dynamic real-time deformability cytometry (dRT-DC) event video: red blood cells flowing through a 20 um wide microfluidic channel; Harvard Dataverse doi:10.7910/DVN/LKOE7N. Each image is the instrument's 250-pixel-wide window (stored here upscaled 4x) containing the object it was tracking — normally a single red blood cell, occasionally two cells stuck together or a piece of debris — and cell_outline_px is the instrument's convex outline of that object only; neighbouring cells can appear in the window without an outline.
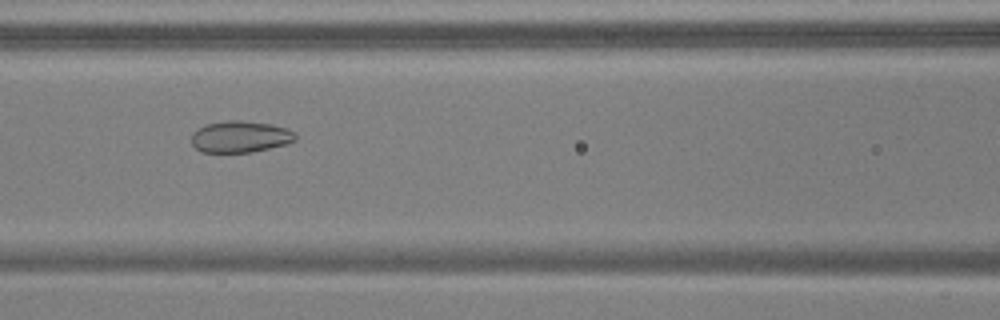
{"species": "common noctule bat (a hibernating species)", "species_latin": "Nyctalus noctula", "temperature_condition": "warm", "stored_images_in_passage": 54, "camera_frame_rate_fps": 3000, "um_per_image_px": 0.085, "animal": {"sex": "male", "body_mass_g": 17.9, "forearm_length_mm": 54.2}, "frame": {"image": 1, "passage_image": 25, "time_ms": 8.0, "image_size_px": [1000, 320], "cell_outline_px": [[296, 140], [288, 144], [252, 152], [200, 152], [192, 144], [192, 132], [204, 124], [228, 120], [240, 120], [272, 124], [288, 128], [296, 132]], "centroid_in_image_um": [20.44, 11.61], "position_along_channel_um": 146.2, "area_um2": 19.42}}
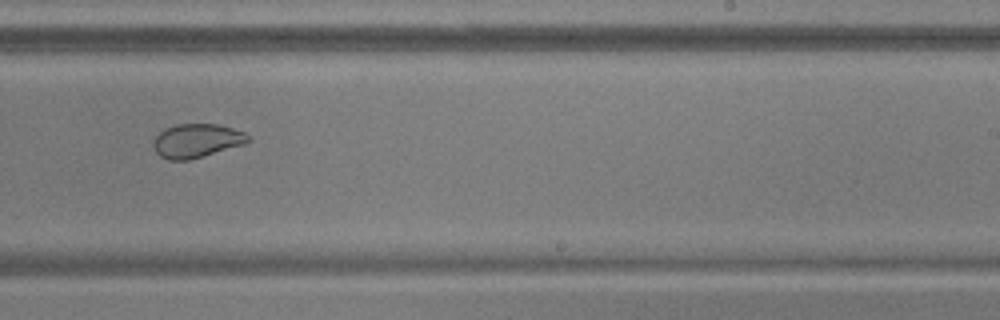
{"frame": {"image": 2, "passage_image": 35, "time_ms": 11.333, "image_size_px": [1000, 320], "cell_outline_px": [[252, 140], [244, 144], [188, 160], [168, 160], [160, 156], [156, 152], [152, 144], [152, 140], [164, 128], [176, 124], [220, 124], [244, 132]], "centroid_in_image_um": [16.69, 11.95], "position_along_channel_um": 272.3, "area_um2": 18.67}}
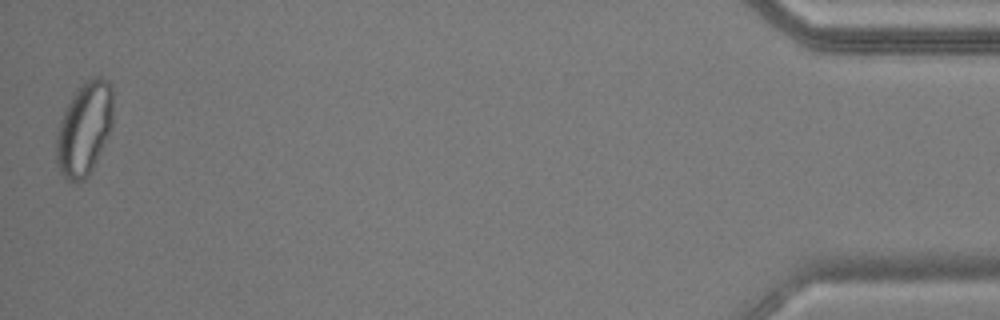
{"frame": {"image": 3, "passage_image": 54, "time_ms": 17.667, "image_size_px": [1000, 320], "cell_outline_px": [[112, 128], [88, 176], [84, 180], [68, 180], [60, 172], [56, 164], [56, 136], [60, 120], [76, 88], [92, 76], [100, 76], [108, 80], [112, 88]], "centroid_in_image_um": [7.16, 10.9], "position_along_channel_um": 428.0, "area_um2": 30.81}}